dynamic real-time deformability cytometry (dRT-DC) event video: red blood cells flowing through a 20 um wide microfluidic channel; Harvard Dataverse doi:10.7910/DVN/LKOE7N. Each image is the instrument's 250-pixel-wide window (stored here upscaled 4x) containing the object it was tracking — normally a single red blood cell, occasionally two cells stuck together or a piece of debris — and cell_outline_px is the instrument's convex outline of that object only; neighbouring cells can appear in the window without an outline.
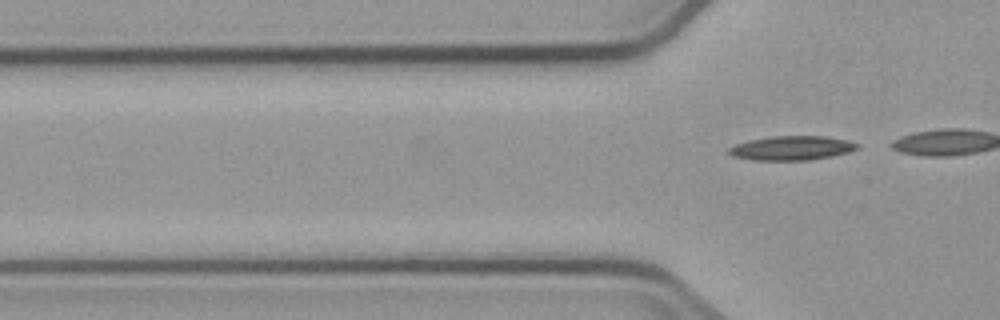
{"species": "common noctule bat (a hibernating species)", "species_latin": "Nyctalus noctula", "temperature_condition": "cold", "stored_images_in_passage": 4, "segment_of_instrument_passage": [2, 2], "camera_frame_rate_fps": 3000, "um_per_image_px": 0.085, "animal": {"sex": "male", "body_mass_g": 23.1, "forearm_length_mm": 52.7}, "frame": {"image": 1, "passage_image": 4, "time_ms": 3.333, "image_size_px": [1000, 320], "cell_outline_px": [[860, 144], [856, 148], [848, 152], [832, 156], [808, 160], [752, 160], [732, 156], [728, 152], [728, 148], [736, 144], [748, 140], [772, 136], [824, 136], [848, 140]], "centroid_in_image_um": [67.27, 12.58], "position_along_channel_um": 58.5, "area_um2": 18.09}}